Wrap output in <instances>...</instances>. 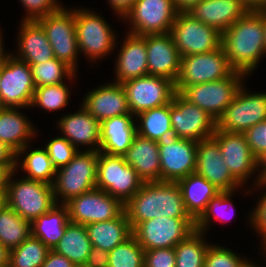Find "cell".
I'll return each instance as SVG.
<instances>
[{"mask_svg":"<svg viewBox=\"0 0 266 267\" xmlns=\"http://www.w3.org/2000/svg\"><path fill=\"white\" fill-rule=\"evenodd\" d=\"M134 115L124 114L101 122L100 152L122 156L137 134Z\"/></svg>","mask_w":266,"mask_h":267,"instance_id":"27","label":"cell"},{"mask_svg":"<svg viewBox=\"0 0 266 267\" xmlns=\"http://www.w3.org/2000/svg\"><path fill=\"white\" fill-rule=\"evenodd\" d=\"M241 1L251 11L266 8V0H241Z\"/></svg>","mask_w":266,"mask_h":267,"instance_id":"55","label":"cell"},{"mask_svg":"<svg viewBox=\"0 0 266 267\" xmlns=\"http://www.w3.org/2000/svg\"><path fill=\"white\" fill-rule=\"evenodd\" d=\"M143 182L161 181L158 141L136 134L130 148L122 155Z\"/></svg>","mask_w":266,"mask_h":267,"instance_id":"26","label":"cell"},{"mask_svg":"<svg viewBox=\"0 0 266 267\" xmlns=\"http://www.w3.org/2000/svg\"><path fill=\"white\" fill-rule=\"evenodd\" d=\"M259 168L258 169L260 171V173H258V175L256 176L257 179L255 180L256 184H254L255 186H259V189L260 187L263 188V186L266 187V153L261 157L259 158Z\"/></svg>","mask_w":266,"mask_h":267,"instance_id":"54","label":"cell"},{"mask_svg":"<svg viewBox=\"0 0 266 267\" xmlns=\"http://www.w3.org/2000/svg\"><path fill=\"white\" fill-rule=\"evenodd\" d=\"M18 36V56L15 58L29 65L38 64L55 58L52 47L43 27L37 21H23Z\"/></svg>","mask_w":266,"mask_h":267,"instance_id":"28","label":"cell"},{"mask_svg":"<svg viewBox=\"0 0 266 267\" xmlns=\"http://www.w3.org/2000/svg\"><path fill=\"white\" fill-rule=\"evenodd\" d=\"M194 231V219L160 217L137 224L132 229V235L147 251L157 248H174Z\"/></svg>","mask_w":266,"mask_h":267,"instance_id":"11","label":"cell"},{"mask_svg":"<svg viewBox=\"0 0 266 267\" xmlns=\"http://www.w3.org/2000/svg\"><path fill=\"white\" fill-rule=\"evenodd\" d=\"M144 267H176L174 248H157L145 251Z\"/></svg>","mask_w":266,"mask_h":267,"instance_id":"46","label":"cell"},{"mask_svg":"<svg viewBox=\"0 0 266 267\" xmlns=\"http://www.w3.org/2000/svg\"><path fill=\"white\" fill-rule=\"evenodd\" d=\"M25 8L26 16L23 21H37L62 7L58 0H20Z\"/></svg>","mask_w":266,"mask_h":267,"instance_id":"45","label":"cell"},{"mask_svg":"<svg viewBox=\"0 0 266 267\" xmlns=\"http://www.w3.org/2000/svg\"><path fill=\"white\" fill-rule=\"evenodd\" d=\"M82 106L98 121L131 114L126 92L120 83L111 82L92 89L83 99Z\"/></svg>","mask_w":266,"mask_h":267,"instance_id":"22","label":"cell"},{"mask_svg":"<svg viewBox=\"0 0 266 267\" xmlns=\"http://www.w3.org/2000/svg\"><path fill=\"white\" fill-rule=\"evenodd\" d=\"M45 149L56 170L66 166L79 151L66 138L61 136L47 142Z\"/></svg>","mask_w":266,"mask_h":267,"instance_id":"43","label":"cell"},{"mask_svg":"<svg viewBox=\"0 0 266 267\" xmlns=\"http://www.w3.org/2000/svg\"><path fill=\"white\" fill-rule=\"evenodd\" d=\"M221 46L234 71L253 73L261 56L266 53L265 35L260 9L249 10L222 33Z\"/></svg>","mask_w":266,"mask_h":267,"instance_id":"1","label":"cell"},{"mask_svg":"<svg viewBox=\"0 0 266 267\" xmlns=\"http://www.w3.org/2000/svg\"><path fill=\"white\" fill-rule=\"evenodd\" d=\"M74 267H87L86 265H74Z\"/></svg>","mask_w":266,"mask_h":267,"instance_id":"62","label":"cell"},{"mask_svg":"<svg viewBox=\"0 0 266 267\" xmlns=\"http://www.w3.org/2000/svg\"><path fill=\"white\" fill-rule=\"evenodd\" d=\"M15 172L12 171L7 180V206L32 223L57 204L53 187L25 177L12 180Z\"/></svg>","mask_w":266,"mask_h":267,"instance_id":"4","label":"cell"},{"mask_svg":"<svg viewBox=\"0 0 266 267\" xmlns=\"http://www.w3.org/2000/svg\"><path fill=\"white\" fill-rule=\"evenodd\" d=\"M108 264L109 252L92 247L85 265L87 267H108Z\"/></svg>","mask_w":266,"mask_h":267,"instance_id":"50","label":"cell"},{"mask_svg":"<svg viewBox=\"0 0 266 267\" xmlns=\"http://www.w3.org/2000/svg\"><path fill=\"white\" fill-rule=\"evenodd\" d=\"M145 250L131 235L109 252L108 267H144Z\"/></svg>","mask_w":266,"mask_h":267,"instance_id":"42","label":"cell"},{"mask_svg":"<svg viewBox=\"0 0 266 267\" xmlns=\"http://www.w3.org/2000/svg\"><path fill=\"white\" fill-rule=\"evenodd\" d=\"M92 247L110 252L132 235L125 211L117 218L86 225Z\"/></svg>","mask_w":266,"mask_h":267,"instance_id":"30","label":"cell"},{"mask_svg":"<svg viewBox=\"0 0 266 267\" xmlns=\"http://www.w3.org/2000/svg\"><path fill=\"white\" fill-rule=\"evenodd\" d=\"M65 205L70 222L85 226L115 219L125 211L120 200L98 188L70 199Z\"/></svg>","mask_w":266,"mask_h":267,"instance_id":"16","label":"cell"},{"mask_svg":"<svg viewBox=\"0 0 266 267\" xmlns=\"http://www.w3.org/2000/svg\"><path fill=\"white\" fill-rule=\"evenodd\" d=\"M69 222L67 206L57 203L31 223L32 235L52 250L63 237Z\"/></svg>","mask_w":266,"mask_h":267,"instance_id":"32","label":"cell"},{"mask_svg":"<svg viewBox=\"0 0 266 267\" xmlns=\"http://www.w3.org/2000/svg\"><path fill=\"white\" fill-rule=\"evenodd\" d=\"M233 194H234L233 191H222L218 193L215 197H213L208 202L202 214L195 220V230L205 233L206 232L205 230H208L207 227L210 226L209 224L212 221L211 220L212 218L218 220L221 223L230 220L232 216L226 219L225 217L226 213L230 212L229 209H232L233 204H232V198L230 197ZM228 210L229 212H227ZM231 212L234 213V209H232ZM233 213L231 214L233 215Z\"/></svg>","mask_w":266,"mask_h":267,"instance_id":"40","label":"cell"},{"mask_svg":"<svg viewBox=\"0 0 266 267\" xmlns=\"http://www.w3.org/2000/svg\"><path fill=\"white\" fill-rule=\"evenodd\" d=\"M10 172L6 168L0 167V193H6L7 180Z\"/></svg>","mask_w":266,"mask_h":267,"instance_id":"57","label":"cell"},{"mask_svg":"<svg viewBox=\"0 0 266 267\" xmlns=\"http://www.w3.org/2000/svg\"><path fill=\"white\" fill-rule=\"evenodd\" d=\"M0 167L10 173L16 171V153L7 145L0 142Z\"/></svg>","mask_w":266,"mask_h":267,"instance_id":"49","label":"cell"},{"mask_svg":"<svg viewBox=\"0 0 266 267\" xmlns=\"http://www.w3.org/2000/svg\"><path fill=\"white\" fill-rule=\"evenodd\" d=\"M32 234L31 222L10 207L0 212V243L9 250L21 245Z\"/></svg>","mask_w":266,"mask_h":267,"instance_id":"36","label":"cell"},{"mask_svg":"<svg viewBox=\"0 0 266 267\" xmlns=\"http://www.w3.org/2000/svg\"><path fill=\"white\" fill-rule=\"evenodd\" d=\"M181 189L186 211L196 220L208 202L221 191L196 172L177 181Z\"/></svg>","mask_w":266,"mask_h":267,"instance_id":"31","label":"cell"},{"mask_svg":"<svg viewBox=\"0 0 266 267\" xmlns=\"http://www.w3.org/2000/svg\"><path fill=\"white\" fill-rule=\"evenodd\" d=\"M37 22L43 27L55 58L76 72L79 50L75 32V10L68 11L62 6Z\"/></svg>","mask_w":266,"mask_h":267,"instance_id":"10","label":"cell"},{"mask_svg":"<svg viewBox=\"0 0 266 267\" xmlns=\"http://www.w3.org/2000/svg\"><path fill=\"white\" fill-rule=\"evenodd\" d=\"M75 32L79 52L91 62L106 57L116 47V36L110 25L98 13L75 8Z\"/></svg>","mask_w":266,"mask_h":267,"instance_id":"6","label":"cell"},{"mask_svg":"<svg viewBox=\"0 0 266 267\" xmlns=\"http://www.w3.org/2000/svg\"><path fill=\"white\" fill-rule=\"evenodd\" d=\"M244 135L253 154L261 158L266 153V121L252 126Z\"/></svg>","mask_w":266,"mask_h":267,"instance_id":"47","label":"cell"},{"mask_svg":"<svg viewBox=\"0 0 266 267\" xmlns=\"http://www.w3.org/2000/svg\"><path fill=\"white\" fill-rule=\"evenodd\" d=\"M161 181L177 182L196 172L197 142L171 137L158 142Z\"/></svg>","mask_w":266,"mask_h":267,"instance_id":"18","label":"cell"},{"mask_svg":"<svg viewBox=\"0 0 266 267\" xmlns=\"http://www.w3.org/2000/svg\"><path fill=\"white\" fill-rule=\"evenodd\" d=\"M248 11L241 0H202L187 13L222 34Z\"/></svg>","mask_w":266,"mask_h":267,"instance_id":"24","label":"cell"},{"mask_svg":"<svg viewBox=\"0 0 266 267\" xmlns=\"http://www.w3.org/2000/svg\"><path fill=\"white\" fill-rule=\"evenodd\" d=\"M169 33L181 57L208 53L221 47L222 34L188 13H177Z\"/></svg>","mask_w":266,"mask_h":267,"instance_id":"9","label":"cell"},{"mask_svg":"<svg viewBox=\"0 0 266 267\" xmlns=\"http://www.w3.org/2000/svg\"><path fill=\"white\" fill-rule=\"evenodd\" d=\"M131 114L169 104L176 93L175 83L167 78L145 75L122 83Z\"/></svg>","mask_w":266,"mask_h":267,"instance_id":"14","label":"cell"},{"mask_svg":"<svg viewBox=\"0 0 266 267\" xmlns=\"http://www.w3.org/2000/svg\"><path fill=\"white\" fill-rule=\"evenodd\" d=\"M91 248L86 226L69 222L63 237L52 250L65 256L74 265H85Z\"/></svg>","mask_w":266,"mask_h":267,"instance_id":"33","label":"cell"},{"mask_svg":"<svg viewBox=\"0 0 266 267\" xmlns=\"http://www.w3.org/2000/svg\"><path fill=\"white\" fill-rule=\"evenodd\" d=\"M2 33L0 32V67L6 62V60L12 55L11 53H5L3 48Z\"/></svg>","mask_w":266,"mask_h":267,"instance_id":"58","label":"cell"},{"mask_svg":"<svg viewBox=\"0 0 266 267\" xmlns=\"http://www.w3.org/2000/svg\"><path fill=\"white\" fill-rule=\"evenodd\" d=\"M58 128L77 150L79 145H89V151H99L101 122L96 120L83 106L74 114L63 115Z\"/></svg>","mask_w":266,"mask_h":267,"instance_id":"23","label":"cell"},{"mask_svg":"<svg viewBox=\"0 0 266 267\" xmlns=\"http://www.w3.org/2000/svg\"><path fill=\"white\" fill-rule=\"evenodd\" d=\"M240 267H259L258 265L256 266V264L254 265V263L250 262V260H246Z\"/></svg>","mask_w":266,"mask_h":267,"instance_id":"61","label":"cell"},{"mask_svg":"<svg viewBox=\"0 0 266 267\" xmlns=\"http://www.w3.org/2000/svg\"><path fill=\"white\" fill-rule=\"evenodd\" d=\"M29 144L26 145L23 149L19 150L16 153V171L20 163L18 161L19 157H23V161L20 168H23V171L27 172V177L25 178L32 179L35 181L44 182L50 185H53L56 168L49 159V155L45 148H37L29 151ZM21 154V155H20Z\"/></svg>","mask_w":266,"mask_h":267,"instance_id":"35","label":"cell"},{"mask_svg":"<svg viewBox=\"0 0 266 267\" xmlns=\"http://www.w3.org/2000/svg\"><path fill=\"white\" fill-rule=\"evenodd\" d=\"M202 0H172L177 13H187Z\"/></svg>","mask_w":266,"mask_h":267,"instance_id":"53","label":"cell"},{"mask_svg":"<svg viewBox=\"0 0 266 267\" xmlns=\"http://www.w3.org/2000/svg\"><path fill=\"white\" fill-rule=\"evenodd\" d=\"M250 224L256 229V232L262 237V245L265 247L263 250L266 251V192L254 207L253 212L249 215ZM266 253V252H265Z\"/></svg>","mask_w":266,"mask_h":267,"instance_id":"48","label":"cell"},{"mask_svg":"<svg viewBox=\"0 0 266 267\" xmlns=\"http://www.w3.org/2000/svg\"><path fill=\"white\" fill-rule=\"evenodd\" d=\"M143 180L122 156L99 151L96 188L107 192L124 205L139 191Z\"/></svg>","mask_w":266,"mask_h":267,"instance_id":"5","label":"cell"},{"mask_svg":"<svg viewBox=\"0 0 266 267\" xmlns=\"http://www.w3.org/2000/svg\"><path fill=\"white\" fill-rule=\"evenodd\" d=\"M35 88L27 62L11 55L0 67V107H30Z\"/></svg>","mask_w":266,"mask_h":267,"instance_id":"13","label":"cell"},{"mask_svg":"<svg viewBox=\"0 0 266 267\" xmlns=\"http://www.w3.org/2000/svg\"><path fill=\"white\" fill-rule=\"evenodd\" d=\"M18 109L0 107V142L15 153L28 145L29 140L37 131L33 128L32 122Z\"/></svg>","mask_w":266,"mask_h":267,"instance_id":"29","label":"cell"},{"mask_svg":"<svg viewBox=\"0 0 266 267\" xmlns=\"http://www.w3.org/2000/svg\"><path fill=\"white\" fill-rule=\"evenodd\" d=\"M10 250L0 243V267L9 265Z\"/></svg>","mask_w":266,"mask_h":267,"instance_id":"56","label":"cell"},{"mask_svg":"<svg viewBox=\"0 0 266 267\" xmlns=\"http://www.w3.org/2000/svg\"><path fill=\"white\" fill-rule=\"evenodd\" d=\"M136 0H108L110 7L120 16L124 15L132 8Z\"/></svg>","mask_w":266,"mask_h":267,"instance_id":"52","label":"cell"},{"mask_svg":"<svg viewBox=\"0 0 266 267\" xmlns=\"http://www.w3.org/2000/svg\"><path fill=\"white\" fill-rule=\"evenodd\" d=\"M244 77V73L233 71L224 79L187 87L181 95L217 121L239 92Z\"/></svg>","mask_w":266,"mask_h":267,"instance_id":"7","label":"cell"},{"mask_svg":"<svg viewBox=\"0 0 266 267\" xmlns=\"http://www.w3.org/2000/svg\"><path fill=\"white\" fill-rule=\"evenodd\" d=\"M205 233L195 230L175 247L176 267H204L210 244L204 240Z\"/></svg>","mask_w":266,"mask_h":267,"instance_id":"37","label":"cell"},{"mask_svg":"<svg viewBox=\"0 0 266 267\" xmlns=\"http://www.w3.org/2000/svg\"><path fill=\"white\" fill-rule=\"evenodd\" d=\"M176 15L172 0H136L123 18L131 23L129 33L144 36L170 32Z\"/></svg>","mask_w":266,"mask_h":267,"instance_id":"17","label":"cell"},{"mask_svg":"<svg viewBox=\"0 0 266 267\" xmlns=\"http://www.w3.org/2000/svg\"><path fill=\"white\" fill-rule=\"evenodd\" d=\"M212 137L218 142L231 175L242 186L246 184L252 173L255 174V169H259V159L253 154L244 133L216 129Z\"/></svg>","mask_w":266,"mask_h":267,"instance_id":"19","label":"cell"},{"mask_svg":"<svg viewBox=\"0 0 266 267\" xmlns=\"http://www.w3.org/2000/svg\"><path fill=\"white\" fill-rule=\"evenodd\" d=\"M124 209L131 229L141 222L160 217L193 219L186 211L177 182H144Z\"/></svg>","mask_w":266,"mask_h":267,"instance_id":"2","label":"cell"},{"mask_svg":"<svg viewBox=\"0 0 266 267\" xmlns=\"http://www.w3.org/2000/svg\"><path fill=\"white\" fill-rule=\"evenodd\" d=\"M196 173L212 183L218 190L234 191L242 186L224 163L218 142L207 138L197 142Z\"/></svg>","mask_w":266,"mask_h":267,"instance_id":"20","label":"cell"},{"mask_svg":"<svg viewBox=\"0 0 266 267\" xmlns=\"http://www.w3.org/2000/svg\"><path fill=\"white\" fill-rule=\"evenodd\" d=\"M7 207V194L0 193V212Z\"/></svg>","mask_w":266,"mask_h":267,"instance_id":"60","label":"cell"},{"mask_svg":"<svg viewBox=\"0 0 266 267\" xmlns=\"http://www.w3.org/2000/svg\"><path fill=\"white\" fill-rule=\"evenodd\" d=\"M50 249L32 234L19 246L10 250L9 266L41 267Z\"/></svg>","mask_w":266,"mask_h":267,"instance_id":"38","label":"cell"},{"mask_svg":"<svg viewBox=\"0 0 266 267\" xmlns=\"http://www.w3.org/2000/svg\"><path fill=\"white\" fill-rule=\"evenodd\" d=\"M260 18L262 19L264 35H265V45H266V8L260 9Z\"/></svg>","mask_w":266,"mask_h":267,"instance_id":"59","label":"cell"},{"mask_svg":"<svg viewBox=\"0 0 266 267\" xmlns=\"http://www.w3.org/2000/svg\"><path fill=\"white\" fill-rule=\"evenodd\" d=\"M233 71L222 46L212 52L183 56L176 92L181 94L187 87L224 79Z\"/></svg>","mask_w":266,"mask_h":267,"instance_id":"8","label":"cell"},{"mask_svg":"<svg viewBox=\"0 0 266 267\" xmlns=\"http://www.w3.org/2000/svg\"><path fill=\"white\" fill-rule=\"evenodd\" d=\"M135 117V121H137V118L139 121L137 122L139 125H136L137 134L158 142L174 137L170 117V103L145 110Z\"/></svg>","mask_w":266,"mask_h":267,"instance_id":"34","label":"cell"},{"mask_svg":"<svg viewBox=\"0 0 266 267\" xmlns=\"http://www.w3.org/2000/svg\"><path fill=\"white\" fill-rule=\"evenodd\" d=\"M246 259L225 247L210 244L205 258L204 267H240Z\"/></svg>","mask_w":266,"mask_h":267,"instance_id":"44","label":"cell"},{"mask_svg":"<svg viewBox=\"0 0 266 267\" xmlns=\"http://www.w3.org/2000/svg\"><path fill=\"white\" fill-rule=\"evenodd\" d=\"M98 154L99 151H78L66 166L56 170L52 185L56 203L59 196L61 204H65L96 188Z\"/></svg>","mask_w":266,"mask_h":267,"instance_id":"3","label":"cell"},{"mask_svg":"<svg viewBox=\"0 0 266 267\" xmlns=\"http://www.w3.org/2000/svg\"><path fill=\"white\" fill-rule=\"evenodd\" d=\"M41 267H74V264L65 256L59 255L53 250H50Z\"/></svg>","mask_w":266,"mask_h":267,"instance_id":"51","label":"cell"},{"mask_svg":"<svg viewBox=\"0 0 266 267\" xmlns=\"http://www.w3.org/2000/svg\"><path fill=\"white\" fill-rule=\"evenodd\" d=\"M68 86L65 82L55 85L36 87L30 107L38 106L49 111L61 110L69 101Z\"/></svg>","mask_w":266,"mask_h":267,"instance_id":"41","label":"cell"},{"mask_svg":"<svg viewBox=\"0 0 266 267\" xmlns=\"http://www.w3.org/2000/svg\"><path fill=\"white\" fill-rule=\"evenodd\" d=\"M115 63L116 83L148 75L145 35L128 33Z\"/></svg>","mask_w":266,"mask_h":267,"instance_id":"25","label":"cell"},{"mask_svg":"<svg viewBox=\"0 0 266 267\" xmlns=\"http://www.w3.org/2000/svg\"><path fill=\"white\" fill-rule=\"evenodd\" d=\"M170 117L177 138L198 142L212 137L217 128L213 117L177 92L170 103Z\"/></svg>","mask_w":266,"mask_h":267,"instance_id":"12","label":"cell"},{"mask_svg":"<svg viewBox=\"0 0 266 267\" xmlns=\"http://www.w3.org/2000/svg\"><path fill=\"white\" fill-rule=\"evenodd\" d=\"M148 75L160 76L174 83L180 72L181 55L170 33L145 35Z\"/></svg>","mask_w":266,"mask_h":267,"instance_id":"21","label":"cell"},{"mask_svg":"<svg viewBox=\"0 0 266 267\" xmlns=\"http://www.w3.org/2000/svg\"><path fill=\"white\" fill-rule=\"evenodd\" d=\"M29 66L35 87L63 83L65 77L69 80L75 78V71L57 58Z\"/></svg>","mask_w":266,"mask_h":267,"instance_id":"39","label":"cell"},{"mask_svg":"<svg viewBox=\"0 0 266 267\" xmlns=\"http://www.w3.org/2000/svg\"><path fill=\"white\" fill-rule=\"evenodd\" d=\"M241 86L231 104L217 120V128L226 132L244 133L266 121V93H249Z\"/></svg>","mask_w":266,"mask_h":267,"instance_id":"15","label":"cell"}]
</instances>
